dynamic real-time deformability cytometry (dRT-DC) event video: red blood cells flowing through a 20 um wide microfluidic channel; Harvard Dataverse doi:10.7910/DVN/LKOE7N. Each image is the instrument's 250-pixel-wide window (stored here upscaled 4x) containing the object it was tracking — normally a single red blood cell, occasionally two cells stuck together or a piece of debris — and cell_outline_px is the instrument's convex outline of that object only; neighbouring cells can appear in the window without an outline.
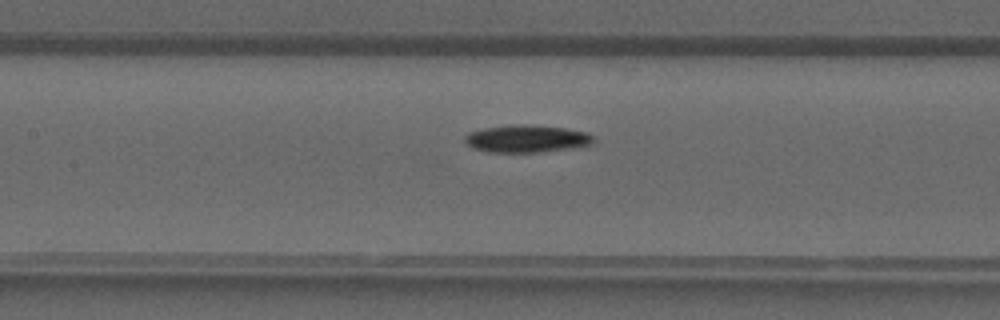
{"species": "common noctule bat (a hibernating species)", "species_latin": "Nyctalus noctula", "temperature_condition": "warm", "stored_images_in_passage": 17, "camera_frame_rate_fps": 3000, "um_per_image_px": 0.085, "animal": {"sex": "male", "forearm_length_mm": 52.5}, "frame": {"image": 1, "passage_image": 6, "time_ms": 1.667, "image_size_px": [1000, 320], "cell_outline_px": [[596, 140], [592, 144], [580, 148], [536, 152], [488, 152], [472, 148], [464, 140], [464, 136], [468, 132], [484, 128], [508, 124], [524, 124], [564, 128], [588, 132], [596, 136]], "centroid_in_image_um": [44.82, 11.79], "position_along_channel_um": 162.6, "area_um2": 21.04}}
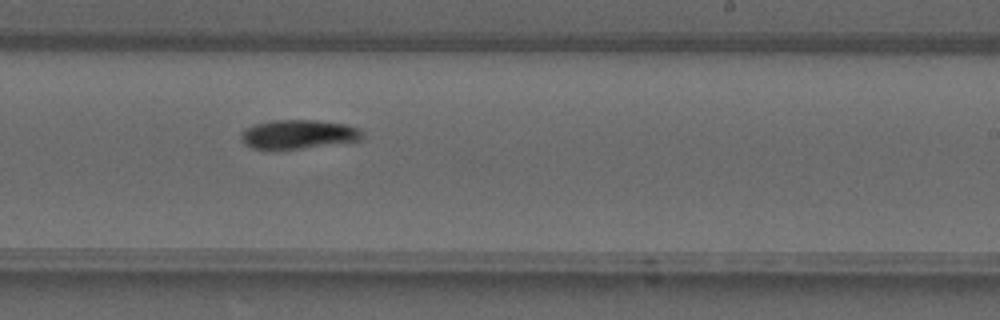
{"frame": {"image": 2, "passage_image": 12, "time_ms": 3.667, "image_size_px": [1000, 320], "cell_outline_px": [[364, 136], [360, 140], [280, 152], [268, 152], [252, 148], [244, 144], [240, 140], [240, 132], [244, 128], [256, 124], [272, 120], [316, 120], [344, 124], [356, 128]], "centroid_in_image_um": [25.23, 11.47], "position_along_channel_um": 263.8, "area_um2": 21.27}}
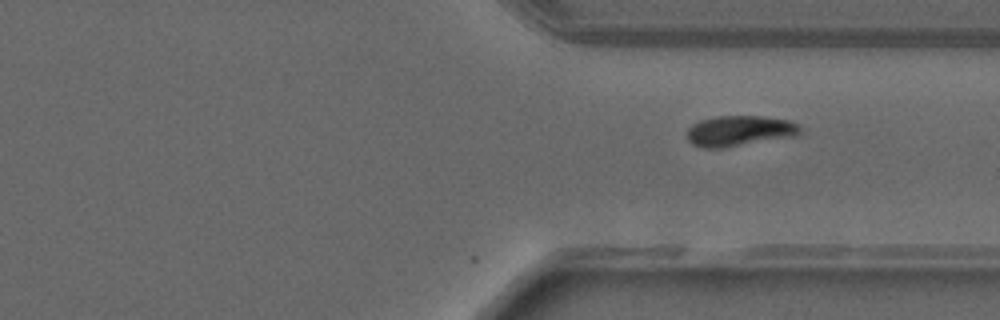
{"frame": {"image": 3, "passage_image": 17, "time_ms": 5.333, "image_size_px": [1000, 320], "cell_outline_px": [[804, 128], [796, 136], [724, 148], [700, 148], [692, 144], [688, 140], [688, 128], [692, 124], [700, 120], [716, 116], [760, 116], [788, 120], [800, 124]], "centroid_in_image_um": [62.88, 11.13], "position_along_channel_um": 348.5, "area_um2": 20.4}}